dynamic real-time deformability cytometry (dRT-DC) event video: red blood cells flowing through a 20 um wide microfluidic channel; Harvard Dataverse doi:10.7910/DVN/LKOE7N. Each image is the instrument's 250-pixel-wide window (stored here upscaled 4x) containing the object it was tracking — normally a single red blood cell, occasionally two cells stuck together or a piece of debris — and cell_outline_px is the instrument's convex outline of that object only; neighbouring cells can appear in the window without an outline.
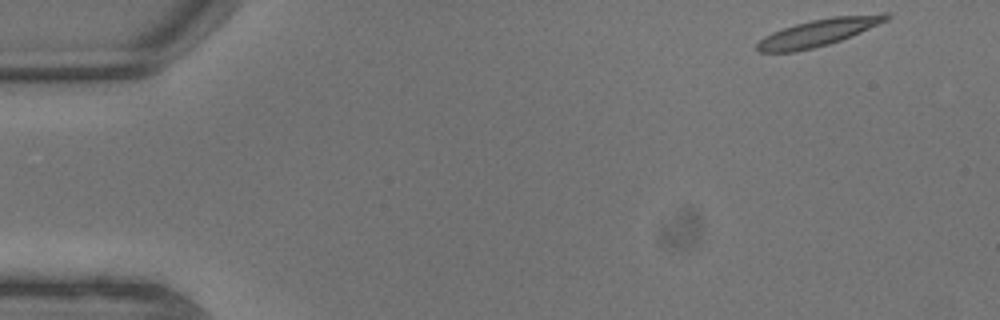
{"species": "common noctule bat (a hibernating species)", "species_latin": "Nyctalus noctula", "temperature_condition": "warm", "stored_images_in_passage": 8, "camera_frame_rate_fps": 3000, "um_per_image_px": 0.085, "animal": {"sex": "male", "body_mass_g": 13.3}, "frame": {"image": 1, "passage_image": 1, "time_ms": 0.0, "image_size_px": [1000, 320], "cell_outline_px": [[892, 16], [888, 20], [852, 36], [828, 44], [812, 48], [792, 52], [760, 52], [756, 48], [756, 44], [764, 36], [772, 32], [796, 24], [812, 20], [832, 16], [884, 12], [892, 12]], "centroid_in_image_um": [69.66, 2.73], "position_along_channel_um": 15.3, "area_um2": 20.52}}
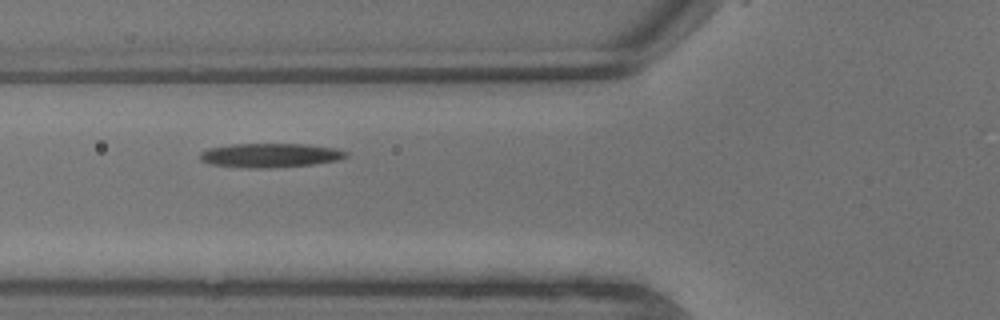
{"frame": {"image": 2, "passage_image": 7, "time_ms": 2.0, "image_size_px": [1000, 320], "cell_outline_px": [[348, 156], [336, 160], [312, 164], [264, 168], [248, 168], [208, 164], [200, 160], [200, 152], [208, 148], [232, 144], [304, 144], [336, 148], [348, 152]], "centroid_in_image_um": [22.92, 13.2], "position_along_channel_um": 102.9, "area_um2": 20.46}}
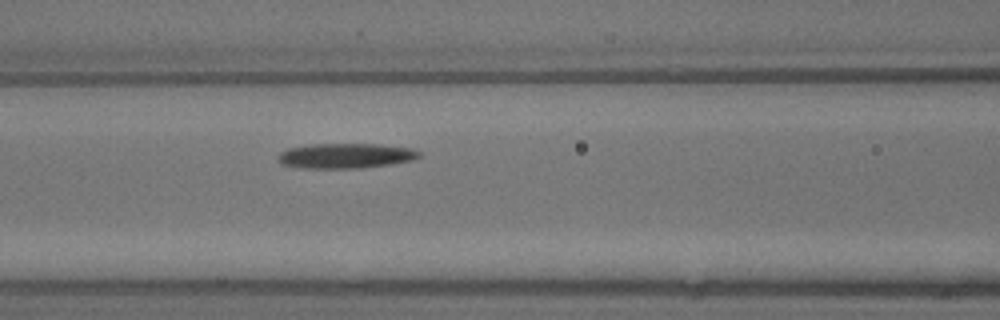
{"frame": {"image": 3, "passage_image": 8, "time_ms": 2.333, "image_size_px": [1000, 320], "cell_outline_px": [[420, 156], [412, 160], [388, 164], [360, 168], [300, 168], [284, 164], [280, 160], [280, 152], [288, 148], [312, 144], [376, 144], [412, 148], [420, 152]], "centroid_in_image_um": [29.39, 13.23], "position_along_channel_um": 137.2, "area_um2": 20.29}}